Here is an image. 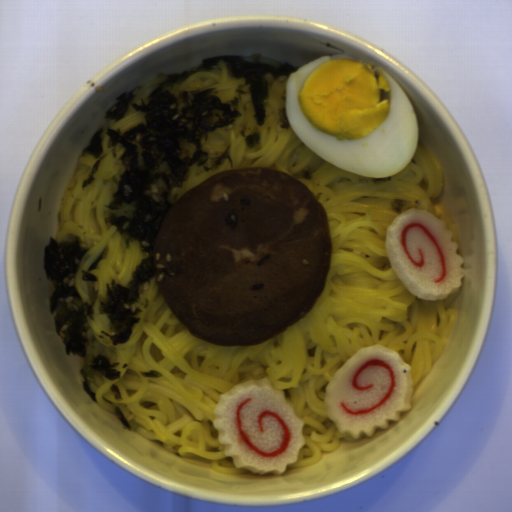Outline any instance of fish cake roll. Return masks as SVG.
I'll return each instance as SVG.
<instances>
[{
	"mask_svg": "<svg viewBox=\"0 0 512 512\" xmlns=\"http://www.w3.org/2000/svg\"><path fill=\"white\" fill-rule=\"evenodd\" d=\"M212 412L218 441L234 468L278 476L297 462L305 446L303 420L266 376L229 388Z\"/></svg>",
	"mask_w": 512,
	"mask_h": 512,
	"instance_id": "14b837c1",
	"label": "fish cake roll"
},
{
	"mask_svg": "<svg viewBox=\"0 0 512 512\" xmlns=\"http://www.w3.org/2000/svg\"><path fill=\"white\" fill-rule=\"evenodd\" d=\"M411 367L397 351L381 345L357 350L326 387V413L338 432L359 439L386 430L388 422L410 410L413 395Z\"/></svg>",
	"mask_w": 512,
	"mask_h": 512,
	"instance_id": "80858fc9",
	"label": "fish cake roll"
},
{
	"mask_svg": "<svg viewBox=\"0 0 512 512\" xmlns=\"http://www.w3.org/2000/svg\"><path fill=\"white\" fill-rule=\"evenodd\" d=\"M458 249L446 222L426 209L400 213L385 235L394 271L411 294L428 302L461 289L466 272Z\"/></svg>",
	"mask_w": 512,
	"mask_h": 512,
	"instance_id": "0198cecc",
	"label": "fish cake roll"
}]
</instances>
